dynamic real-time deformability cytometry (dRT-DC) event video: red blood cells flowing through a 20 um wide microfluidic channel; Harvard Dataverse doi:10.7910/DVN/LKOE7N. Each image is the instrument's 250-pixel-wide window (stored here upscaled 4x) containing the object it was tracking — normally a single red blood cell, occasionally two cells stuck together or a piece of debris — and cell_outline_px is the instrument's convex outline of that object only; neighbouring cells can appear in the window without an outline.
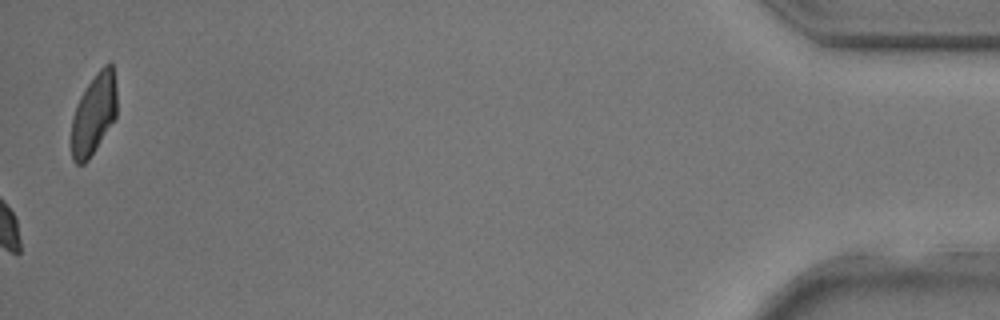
{"species": "common noctule bat (a hibernating species)", "species_latin": "Nyctalus noctula", "temperature_condition": "room temperature", "stored_images_in_passage": 38, "camera_frame_rate_fps": 3000, "um_per_image_px": 0.085, "animal": {"sex": "male", "body_mass_g": 17.9, "forearm_length_mm": 54.2}, "frame": {"image": 1, "passage_image": 38, "time_ms": 12.333, "image_size_px": [1000, 320], "cell_outline_px": [[116, 116], [96, 148], [88, 160], [84, 164], [76, 164], [72, 160], [72, 116], [76, 104], [80, 96], [96, 72], [108, 60], [112, 64], [116, 84]], "centroid_in_image_um": [7.97, 9.67], "position_along_channel_um": 427.2, "area_um2": 21.39}}